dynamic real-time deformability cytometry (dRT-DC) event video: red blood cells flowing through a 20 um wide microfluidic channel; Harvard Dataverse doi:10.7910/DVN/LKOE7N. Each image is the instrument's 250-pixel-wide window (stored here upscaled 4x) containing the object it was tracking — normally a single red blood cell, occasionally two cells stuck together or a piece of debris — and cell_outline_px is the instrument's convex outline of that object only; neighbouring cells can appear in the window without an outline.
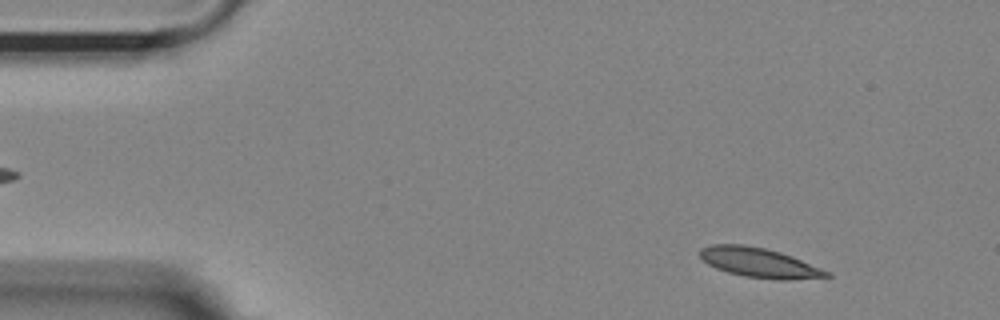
{"species": "Egyptian fruit bat (a non-hibernating species)", "species_latin": "Rousettus aegyptiacus", "temperature_condition": "room temperature", "stored_images_in_passage": 54, "camera_frame_rate_fps": 3000, "um_per_image_px": 0.085, "animal": {"sex": "female"}, "frame": {"image": 1, "passage_image": 5, "time_ms": 1.333, "image_size_px": [1000, 320], "cell_outline_px": [[832, 276], [792, 280], [780, 280], [744, 276], [728, 272], [716, 268], [708, 264], [700, 256], [700, 248], [712, 244], [744, 244], [764, 248], [780, 252], [792, 256], [832, 272]], "centroid_in_image_um": [64.57, 22.33], "position_along_channel_um": 20.4, "area_um2": 21.91}}
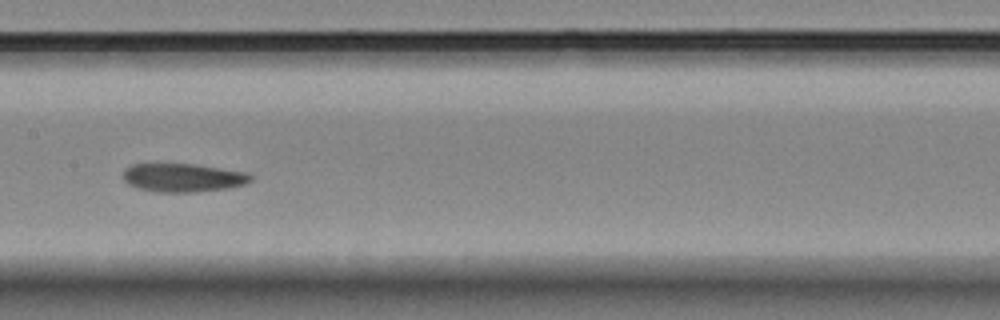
{"frame": {"image": 2, "passage_image": 26, "time_ms": 8.333, "image_size_px": [1000, 320], "cell_outline_px": [[252, 180], [244, 184], [228, 188], [196, 192], [156, 192], [136, 188], [128, 184], [124, 180], [124, 168], [132, 164], [192, 164], [248, 172], [252, 176]], "centroid_in_image_um": [15.54, 15.11], "position_along_channel_um": 191.9, "area_um2": 21.21}}
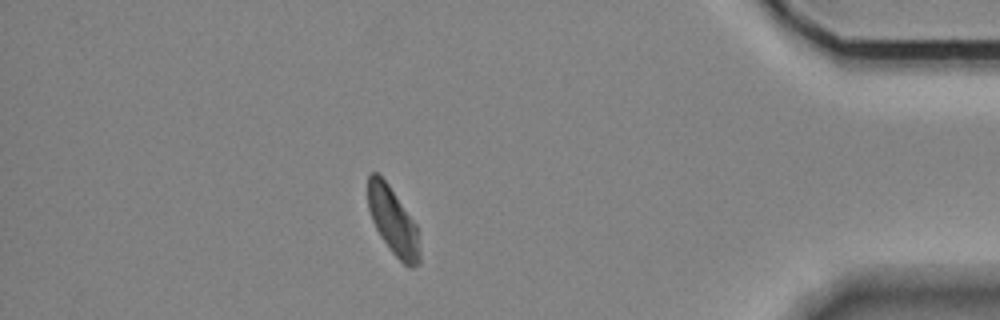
{"frame": {"image": 3, "passage_image": 47, "time_ms": 15.333, "image_size_px": [1000, 320], "cell_outline_px": [[420, 264], [412, 268], [404, 264], [392, 252], [380, 236], [372, 220], [368, 208], [368, 176], [372, 172], [376, 172], [388, 184], [416, 224], [420, 252]], "centroid_in_image_um": [33.41, 18.82], "position_along_channel_um": 401.8, "area_um2": 20.06}}